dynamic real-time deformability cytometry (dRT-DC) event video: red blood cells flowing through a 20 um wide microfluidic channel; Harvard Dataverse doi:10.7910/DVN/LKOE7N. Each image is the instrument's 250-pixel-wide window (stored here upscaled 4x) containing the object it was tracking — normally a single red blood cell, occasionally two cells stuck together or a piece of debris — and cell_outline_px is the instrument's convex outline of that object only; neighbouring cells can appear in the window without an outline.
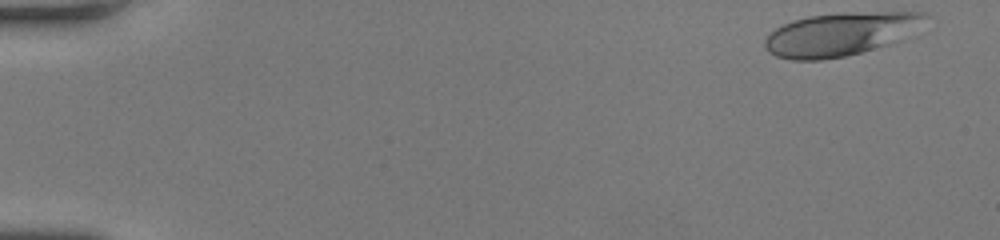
{"species": "human", "species_latin": "Homo sapiens", "temperature_condition": "room temperature", "stored_images_in_passage": 23, "camera_frame_rate_fps": 3000, "um_per_image_px": 0.085, "donor": {"sex": "female"}, "frame": {"image": 1, "passage_image": 1, "time_ms": 0.0, "image_size_px": [1000, 240], "cell_outline_px": [[928, 16], [888, 44], [860, 52], [844, 56], [820, 60], [792, 60], [776, 56], [768, 52], [764, 48], [764, 40], [776, 28], [792, 20], [808, 16], [852, 12], [924, 12]], "centroid_in_image_um": [71.26, 2.9], "position_along_channel_um": 13.7, "area_um2": 39.19}}
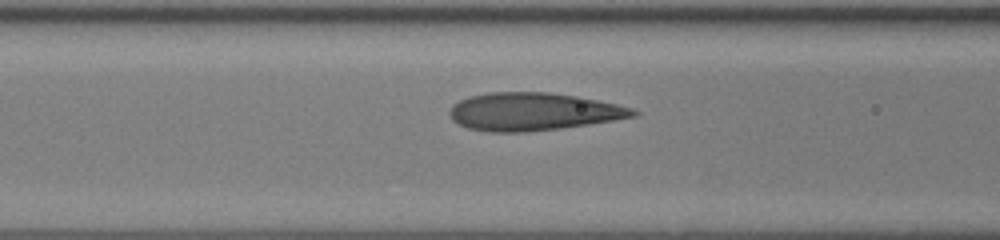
{"frame": {"image": 2, "passage_image": 20, "time_ms": 6.333, "image_size_px": [1000, 240], "cell_outline_px": [[640, 112], [636, 116], [588, 124], [560, 128], [528, 132], [488, 132], [468, 128], [452, 120], [448, 112], [452, 104], [468, 96], [488, 92], [548, 92], [576, 96], [616, 104], [632, 108]], "centroid_in_image_um": [45.27, 9.49], "position_along_channel_um": 121.3, "area_um2": 40.4}}
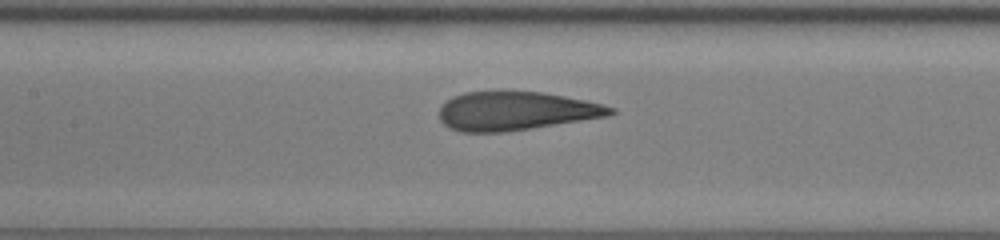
{"frame": {"image": 3, "passage_image": 23, "time_ms": 7.333, "image_size_px": [1000, 240], "cell_outline_px": [[616, 112], [608, 116], [532, 128], [504, 132], [460, 132], [444, 124], [440, 120], [440, 108], [452, 96], [464, 92], [496, 88], [504, 88], [544, 92], [604, 104], [616, 108]], "centroid_in_image_um": [43.83, 9.38], "position_along_channel_um": 163.6, "area_um2": 39.59}}